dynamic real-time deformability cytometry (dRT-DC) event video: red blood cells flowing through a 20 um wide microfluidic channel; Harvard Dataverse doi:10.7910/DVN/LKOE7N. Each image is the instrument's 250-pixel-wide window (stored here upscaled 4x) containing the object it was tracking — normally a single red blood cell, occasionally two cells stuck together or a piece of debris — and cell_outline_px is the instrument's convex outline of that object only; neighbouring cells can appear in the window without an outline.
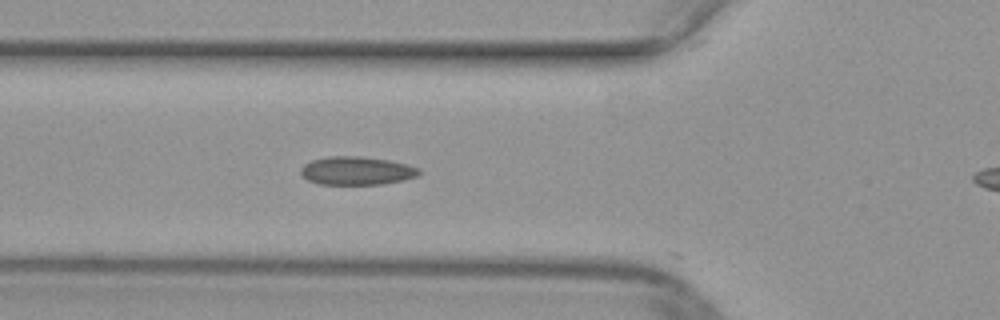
{"species": "common noctule bat (a hibernating species)", "species_latin": "Nyctalus noctula", "temperature_condition": "warm", "stored_images_in_passage": 29, "camera_frame_rate_fps": 3000, "um_per_image_px": 0.085, "animal": {"sex": "female", "body_mass_g": 29.2, "forearm_length_mm": 56.3}, "frame": {"image": 1, "passage_image": 3, "time_ms": 0.667, "image_size_px": [1000, 320], "cell_outline_px": [[420, 172], [416, 176], [404, 180], [384, 184], [320, 184], [308, 180], [300, 172], [300, 168], [304, 164], [312, 160], [328, 156], [360, 156], [388, 160], [408, 164], [420, 168]], "centroid_in_image_um": [30.33, 14.51], "position_along_channel_um": 95.5, "area_um2": 19.54}}
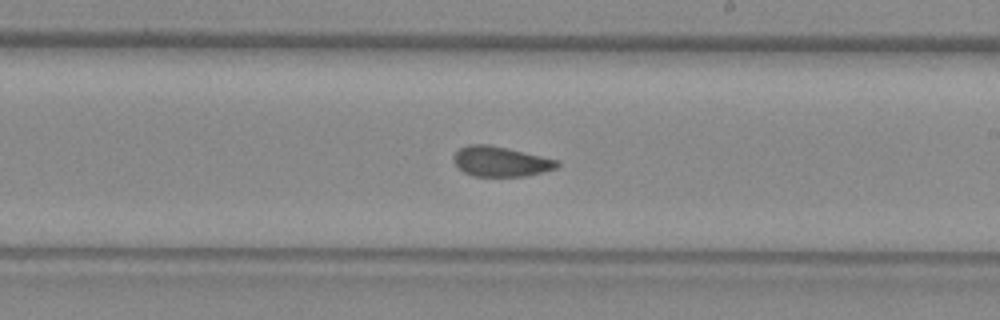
{"frame": {"image": 2, "passage_image": 14, "time_ms": 4.333, "image_size_px": [1000, 320], "cell_outline_px": [[560, 164], [556, 168], [524, 176], [472, 176], [464, 172], [452, 160], [452, 156], [460, 148], [468, 144], [488, 144], [560, 160]], "centroid_in_image_um": [42.54, 13.72], "position_along_channel_um": 246.5, "area_um2": 18.03}}
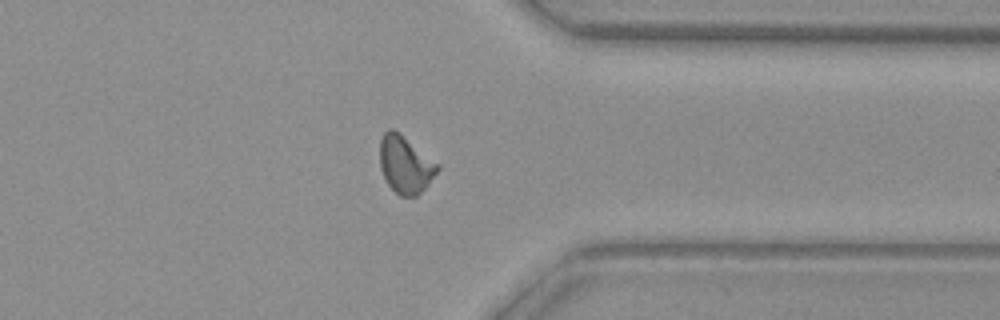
{"frame": {"image": 3, "passage_image": 24, "time_ms": 7.667, "image_size_px": [1000, 320], "cell_outline_px": [[440, 168], [424, 188], [416, 196], [400, 196], [388, 184], [380, 168], [380, 140], [384, 132], [388, 128], [392, 128], [400, 132], [440, 164]], "centroid_in_image_um": [34.45, 13.94], "position_along_channel_um": 376.9, "area_um2": 19.31}}